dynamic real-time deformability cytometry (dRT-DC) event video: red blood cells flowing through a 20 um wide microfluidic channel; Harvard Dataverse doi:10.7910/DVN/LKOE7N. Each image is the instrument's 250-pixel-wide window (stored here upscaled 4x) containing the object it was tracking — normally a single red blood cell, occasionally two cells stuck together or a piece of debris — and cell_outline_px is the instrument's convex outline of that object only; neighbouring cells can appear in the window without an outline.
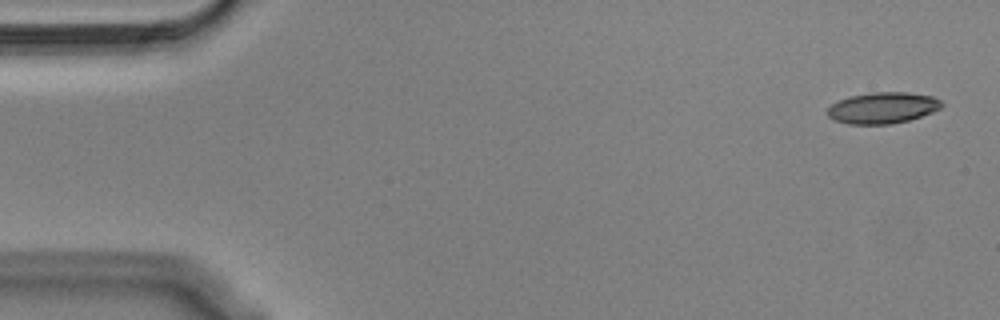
{"species": "Egyptian fruit bat (a non-hibernating species)", "species_latin": "Rousettus aegyptiacus", "temperature_condition": "cold", "stored_images_in_passage": 54, "camera_frame_rate_fps": 3000, "um_per_image_px": 0.085, "animal": {"sex": "male"}, "frame": {"image": 1, "passage_image": 1, "time_ms": 0.0, "image_size_px": [1000, 320], "cell_outline_px": [[944, 104], [940, 108], [932, 112], [908, 120], [892, 124], [848, 124], [832, 120], [828, 116], [828, 108], [832, 104], [840, 100], [852, 96], [872, 92], [908, 92], [932, 96], [940, 100]], "centroid_in_image_um": [75.03, 9.17], "position_along_channel_um": 10.0, "area_um2": 20.69}}
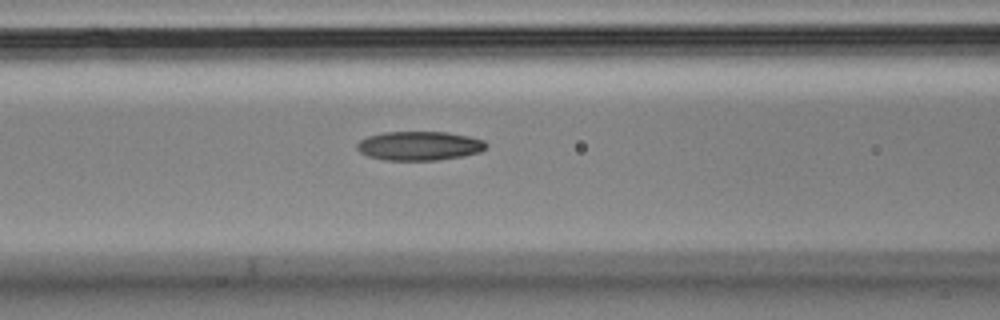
{"frame": {"image": 2, "passage_image": 21, "time_ms": 6.667, "image_size_px": [1000, 320], "cell_outline_px": [[488, 144], [480, 152], [464, 156], [436, 160], [384, 160], [368, 156], [360, 152], [356, 148], [356, 144], [360, 140], [368, 136], [384, 132], [448, 132], [468, 136], [484, 140]], "centroid_in_image_um": [35.64, 12.39], "position_along_channel_um": 131.0, "area_um2": 21.91}}
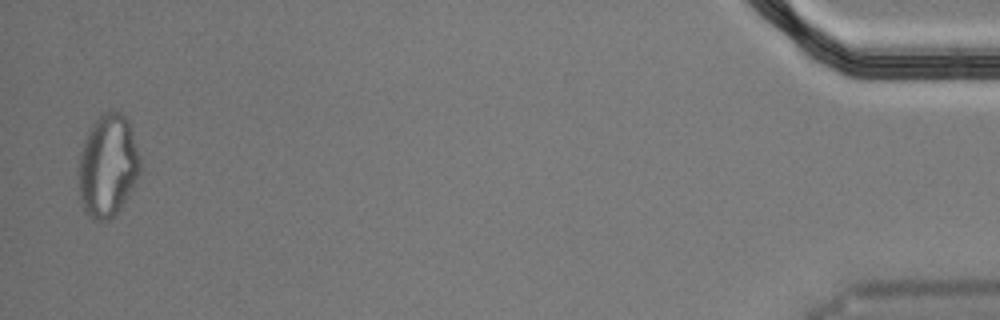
{"frame": {"image": 3, "passage_image": 53, "time_ms": 17.333, "image_size_px": [1000, 320], "cell_outline_px": [[140, 172], [128, 196], [116, 216], [112, 220], [96, 220], [84, 208], [80, 196], [80, 152], [88, 132], [96, 120], [104, 112], [112, 108], [120, 112], [128, 120], [140, 156]], "centroid_in_image_um": [9.2, 14.07], "position_along_channel_um": 426.0, "area_um2": 36.36}, "authors_computed_cell_mechanics": {"area_um2": 21.8195, "velocity_mm_per_s": 3.6093, "shape_relaxation_time_tau1_ms": null, "shape_relaxation_time_tau2_ms": 6.4887, "deformation_change_tau1": null, "deformation_change_tau2": 0.1519}}